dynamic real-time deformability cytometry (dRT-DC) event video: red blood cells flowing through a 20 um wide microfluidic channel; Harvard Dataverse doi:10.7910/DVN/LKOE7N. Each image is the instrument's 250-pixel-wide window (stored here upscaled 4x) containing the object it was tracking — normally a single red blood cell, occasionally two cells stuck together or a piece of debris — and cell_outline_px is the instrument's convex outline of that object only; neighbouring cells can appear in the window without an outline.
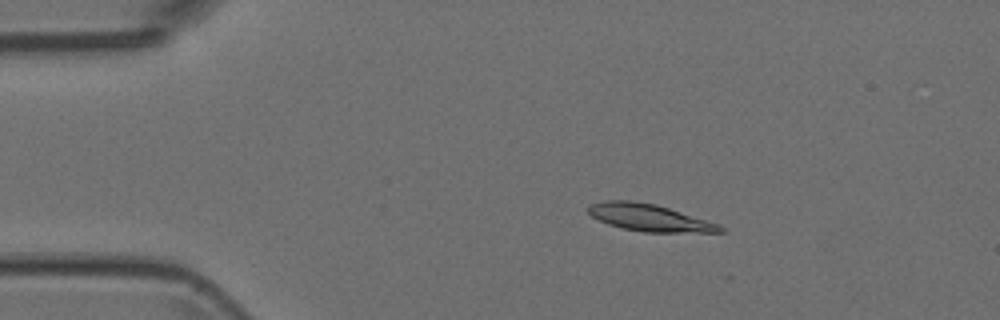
{"species": "Egyptian fruit bat (a non-hibernating species)", "species_latin": "Rousettus aegyptiacus", "temperature_condition": "room temperature", "stored_images_in_passage": 45, "camera_frame_rate_fps": 3000, "um_per_image_px": 0.085, "animal": {"sex": "female"}, "frame": {"image": 1, "passage_image": 3, "time_ms": 0.667, "image_size_px": [1000, 320], "cell_outline_px": [[724, 232], [644, 232], [620, 228], [608, 224], [592, 216], [588, 212], [588, 204], [604, 200], [632, 200], [656, 204], [720, 224], [724, 228]], "centroid_in_image_um": [55.17, 18.49], "position_along_channel_um": 29.8, "area_um2": 20.87}}
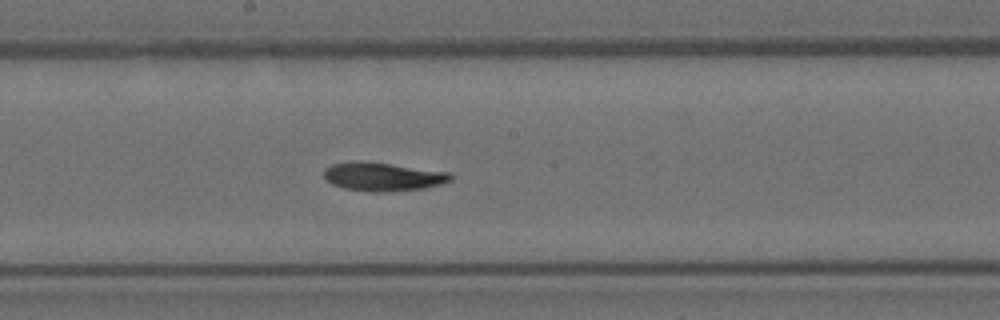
{"frame": {"image": 2, "passage_image": 21, "time_ms": 6.667, "image_size_px": [1000, 320], "cell_outline_px": [[452, 180], [444, 184], [424, 188], [384, 192], [372, 192], [344, 188], [332, 184], [324, 180], [324, 168], [332, 164], [352, 160], [360, 160], [392, 164], [448, 172], [452, 176]], "centroid_in_image_um": [32.51, 15.01], "position_along_channel_um": 215.7, "area_um2": 21.33}}
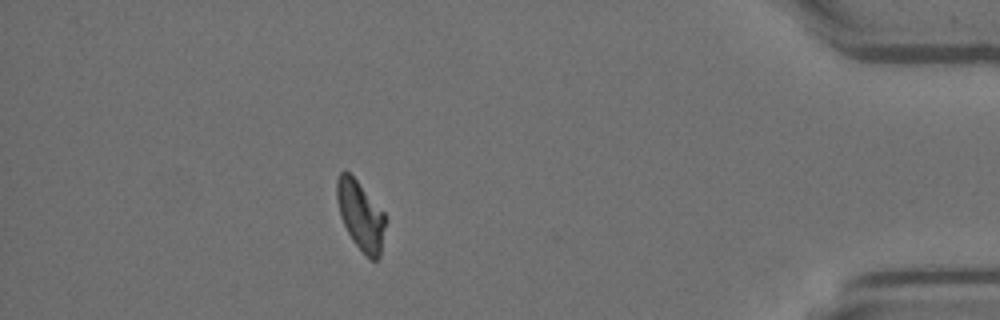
{"frame": {"image": 3, "passage_image": 39, "time_ms": 12.667, "image_size_px": [1000, 320], "cell_outline_px": [[388, 220], [380, 256], [376, 260], [372, 260], [352, 240], [340, 216], [336, 200], [336, 180], [340, 172], [348, 172], [356, 180], [384, 212]], "centroid_in_image_um": [30.67, 18.32], "position_along_channel_um": 404.5, "area_um2": 19.54}}